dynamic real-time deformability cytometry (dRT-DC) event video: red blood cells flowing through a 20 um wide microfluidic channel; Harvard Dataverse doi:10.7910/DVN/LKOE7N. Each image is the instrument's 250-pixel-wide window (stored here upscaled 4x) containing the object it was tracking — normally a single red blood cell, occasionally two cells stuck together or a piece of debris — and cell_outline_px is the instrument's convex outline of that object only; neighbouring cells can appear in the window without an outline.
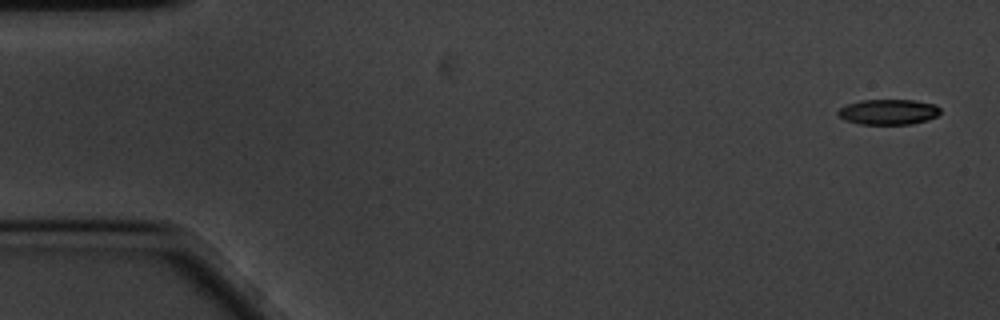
{"species": "common noctule bat (a hibernating species)", "species_latin": "Nyctalus noctula", "temperature_condition": "cold", "stored_images_in_passage": 57, "camera_frame_rate_fps": 3000, "um_per_image_px": 0.085, "animal": {"sex": "male", "body_mass_g": 20.1, "forearm_length_mm": 53.5}, "frame": {"image": 1, "passage_image": 1, "time_ms": 0.0, "image_size_px": [1000, 320], "cell_outline_px": [[940, 112], [936, 116], [928, 120], [912, 124], [860, 124], [844, 120], [836, 112], [840, 108], [848, 104], [860, 100], [912, 100], [936, 104], [940, 108]], "centroid_in_image_um": [75.52, 9.51], "position_along_channel_um": 9.5, "area_um2": 15.14}}
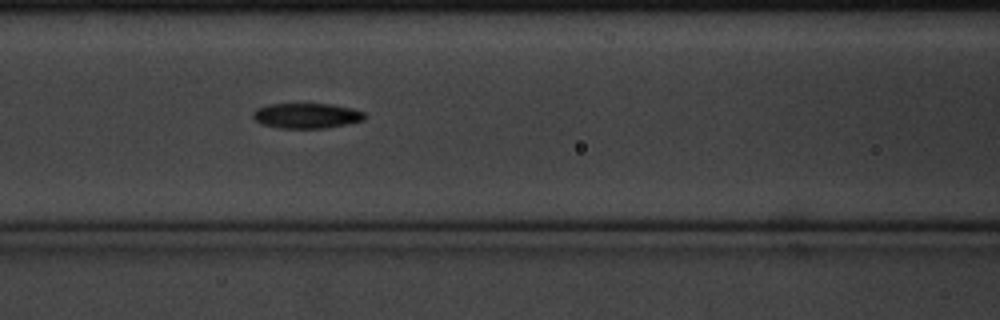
{"frame": {"image": 2, "passage_image": 23, "time_ms": 7.333, "image_size_px": [1000, 320], "cell_outline_px": [[368, 116], [364, 120], [324, 128], [280, 128], [260, 124], [252, 116], [252, 112], [256, 108], [268, 104], [332, 104], [364, 112]], "centroid_in_image_um": [26.02, 9.83], "position_along_channel_um": 140.6, "area_um2": 16.36}}
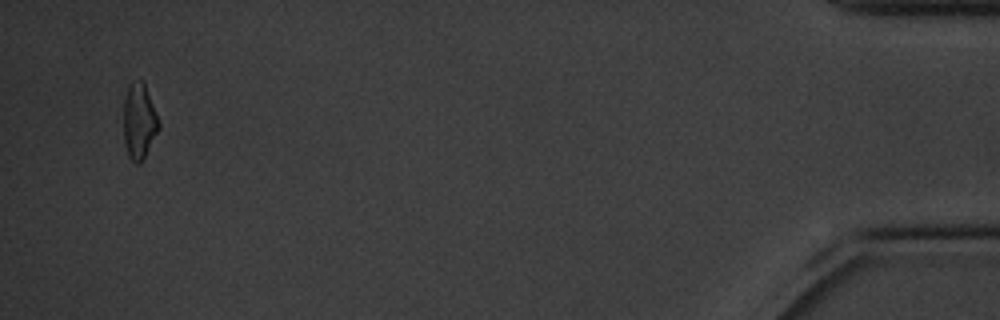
{"frame": {"image": 3, "passage_image": 55, "time_ms": 18.0, "image_size_px": [1000, 320], "cell_outline_px": [[160, 128], [140, 164], [136, 164], [128, 156], [124, 144], [124, 100], [128, 84], [132, 80], [140, 80], [144, 84], [160, 124]], "centroid_in_image_um": [11.81, 10.32], "position_along_channel_um": 423.4, "area_um2": 15.37}, "authors_computed_cell_mechanics": {"area_um2": 16.0684, "velocity_mm_per_s": 3.4387, "shape_relaxation_time_tau1_ms": 3.04, "shape_relaxation_time_tau2_ms": null, "deformation_change_tau1": 0.1535, "deformation_change_tau2": null}}